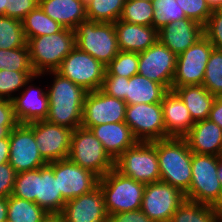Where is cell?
Wrapping results in <instances>:
<instances>
[{
  "instance_id": "6da1fadb",
  "label": "cell",
  "mask_w": 222,
  "mask_h": 222,
  "mask_svg": "<svg viewBox=\"0 0 222 222\" xmlns=\"http://www.w3.org/2000/svg\"><path fill=\"white\" fill-rule=\"evenodd\" d=\"M49 72L55 77L51 88L47 91L49 110L46 121L71 130L81 127L87 91L57 71Z\"/></svg>"
},
{
  "instance_id": "7a4b0ae2",
  "label": "cell",
  "mask_w": 222,
  "mask_h": 222,
  "mask_svg": "<svg viewBox=\"0 0 222 222\" xmlns=\"http://www.w3.org/2000/svg\"><path fill=\"white\" fill-rule=\"evenodd\" d=\"M160 181L168 183L184 194L192 179V154L184 138L169 137L156 141Z\"/></svg>"
},
{
  "instance_id": "3957f363",
  "label": "cell",
  "mask_w": 222,
  "mask_h": 222,
  "mask_svg": "<svg viewBox=\"0 0 222 222\" xmlns=\"http://www.w3.org/2000/svg\"><path fill=\"white\" fill-rule=\"evenodd\" d=\"M26 44L35 73L43 75L45 72L56 71L76 47L75 32L63 27L57 33L27 39Z\"/></svg>"
},
{
  "instance_id": "277c9868",
  "label": "cell",
  "mask_w": 222,
  "mask_h": 222,
  "mask_svg": "<svg viewBox=\"0 0 222 222\" xmlns=\"http://www.w3.org/2000/svg\"><path fill=\"white\" fill-rule=\"evenodd\" d=\"M98 186L103 193L108 215L141 208L146 185L122 175L115 168L100 177Z\"/></svg>"
},
{
  "instance_id": "5b68a950",
  "label": "cell",
  "mask_w": 222,
  "mask_h": 222,
  "mask_svg": "<svg viewBox=\"0 0 222 222\" xmlns=\"http://www.w3.org/2000/svg\"><path fill=\"white\" fill-rule=\"evenodd\" d=\"M75 32L76 47L107 66L119 53L114 23L85 20Z\"/></svg>"
},
{
  "instance_id": "8992f818",
  "label": "cell",
  "mask_w": 222,
  "mask_h": 222,
  "mask_svg": "<svg viewBox=\"0 0 222 222\" xmlns=\"http://www.w3.org/2000/svg\"><path fill=\"white\" fill-rule=\"evenodd\" d=\"M218 156L192 154V179L185 198L197 203L216 206L222 196V186L217 176Z\"/></svg>"
},
{
  "instance_id": "52a82bcc",
  "label": "cell",
  "mask_w": 222,
  "mask_h": 222,
  "mask_svg": "<svg viewBox=\"0 0 222 222\" xmlns=\"http://www.w3.org/2000/svg\"><path fill=\"white\" fill-rule=\"evenodd\" d=\"M68 159L99 177L115 168V161L105 151L100 140L91 130L83 127L72 131Z\"/></svg>"
},
{
  "instance_id": "ba28073f",
  "label": "cell",
  "mask_w": 222,
  "mask_h": 222,
  "mask_svg": "<svg viewBox=\"0 0 222 222\" xmlns=\"http://www.w3.org/2000/svg\"><path fill=\"white\" fill-rule=\"evenodd\" d=\"M115 169L137 182L150 184L160 181L156 141L137 142L116 160Z\"/></svg>"
},
{
  "instance_id": "9c48e42d",
  "label": "cell",
  "mask_w": 222,
  "mask_h": 222,
  "mask_svg": "<svg viewBox=\"0 0 222 222\" xmlns=\"http://www.w3.org/2000/svg\"><path fill=\"white\" fill-rule=\"evenodd\" d=\"M56 71L90 92L101 89L106 74V66L90 54L75 47L64 58Z\"/></svg>"
},
{
  "instance_id": "30bf717a",
  "label": "cell",
  "mask_w": 222,
  "mask_h": 222,
  "mask_svg": "<svg viewBox=\"0 0 222 222\" xmlns=\"http://www.w3.org/2000/svg\"><path fill=\"white\" fill-rule=\"evenodd\" d=\"M214 46L203 35L186 51L177 55L171 90L185 85H202L206 64Z\"/></svg>"
},
{
  "instance_id": "8fae6325",
  "label": "cell",
  "mask_w": 222,
  "mask_h": 222,
  "mask_svg": "<svg viewBox=\"0 0 222 222\" xmlns=\"http://www.w3.org/2000/svg\"><path fill=\"white\" fill-rule=\"evenodd\" d=\"M125 123L138 142L165 139V125L161 103L127 105Z\"/></svg>"
},
{
  "instance_id": "7c38bea8",
  "label": "cell",
  "mask_w": 222,
  "mask_h": 222,
  "mask_svg": "<svg viewBox=\"0 0 222 222\" xmlns=\"http://www.w3.org/2000/svg\"><path fill=\"white\" fill-rule=\"evenodd\" d=\"M185 200L180 189L158 181L146 184L140 209L154 222H169Z\"/></svg>"
},
{
  "instance_id": "4fadbf2b",
  "label": "cell",
  "mask_w": 222,
  "mask_h": 222,
  "mask_svg": "<svg viewBox=\"0 0 222 222\" xmlns=\"http://www.w3.org/2000/svg\"><path fill=\"white\" fill-rule=\"evenodd\" d=\"M126 102L107 95L101 89L87 92L82 110L81 127L125 122Z\"/></svg>"
},
{
  "instance_id": "5bb4252c",
  "label": "cell",
  "mask_w": 222,
  "mask_h": 222,
  "mask_svg": "<svg viewBox=\"0 0 222 222\" xmlns=\"http://www.w3.org/2000/svg\"><path fill=\"white\" fill-rule=\"evenodd\" d=\"M138 74L171 90L177 55L157 40L147 50L138 53Z\"/></svg>"
},
{
  "instance_id": "9a60e30c",
  "label": "cell",
  "mask_w": 222,
  "mask_h": 222,
  "mask_svg": "<svg viewBox=\"0 0 222 222\" xmlns=\"http://www.w3.org/2000/svg\"><path fill=\"white\" fill-rule=\"evenodd\" d=\"M9 150V164L16 174L47 164L39 153L34 132L27 124L18 123L9 132Z\"/></svg>"
},
{
  "instance_id": "2e32d148",
  "label": "cell",
  "mask_w": 222,
  "mask_h": 222,
  "mask_svg": "<svg viewBox=\"0 0 222 222\" xmlns=\"http://www.w3.org/2000/svg\"><path fill=\"white\" fill-rule=\"evenodd\" d=\"M53 172L57 178L58 191L66 201L92 192L98 187L100 179L94 172L80 167L68 158L54 161Z\"/></svg>"
},
{
  "instance_id": "e0dca14e",
  "label": "cell",
  "mask_w": 222,
  "mask_h": 222,
  "mask_svg": "<svg viewBox=\"0 0 222 222\" xmlns=\"http://www.w3.org/2000/svg\"><path fill=\"white\" fill-rule=\"evenodd\" d=\"M27 125L33 130L39 153L47 163L68 158L73 130L46 120Z\"/></svg>"
},
{
  "instance_id": "ac0fdd59",
  "label": "cell",
  "mask_w": 222,
  "mask_h": 222,
  "mask_svg": "<svg viewBox=\"0 0 222 222\" xmlns=\"http://www.w3.org/2000/svg\"><path fill=\"white\" fill-rule=\"evenodd\" d=\"M60 215L65 222H105L108 214L100 187L66 201Z\"/></svg>"
},
{
  "instance_id": "d6986e66",
  "label": "cell",
  "mask_w": 222,
  "mask_h": 222,
  "mask_svg": "<svg viewBox=\"0 0 222 222\" xmlns=\"http://www.w3.org/2000/svg\"><path fill=\"white\" fill-rule=\"evenodd\" d=\"M204 35L203 26L185 18L171 22L158 31V40L176 55L191 47Z\"/></svg>"
},
{
  "instance_id": "ffe728a7",
  "label": "cell",
  "mask_w": 222,
  "mask_h": 222,
  "mask_svg": "<svg viewBox=\"0 0 222 222\" xmlns=\"http://www.w3.org/2000/svg\"><path fill=\"white\" fill-rule=\"evenodd\" d=\"M14 114L19 124H28L35 121L46 120L49 110L47 91L29 85L21 96L12 99Z\"/></svg>"
},
{
  "instance_id": "44dd1931",
  "label": "cell",
  "mask_w": 222,
  "mask_h": 222,
  "mask_svg": "<svg viewBox=\"0 0 222 222\" xmlns=\"http://www.w3.org/2000/svg\"><path fill=\"white\" fill-rule=\"evenodd\" d=\"M165 125V139L183 138L195 123L183 100L174 91L169 90L161 102Z\"/></svg>"
},
{
  "instance_id": "7402d4cb",
  "label": "cell",
  "mask_w": 222,
  "mask_h": 222,
  "mask_svg": "<svg viewBox=\"0 0 222 222\" xmlns=\"http://www.w3.org/2000/svg\"><path fill=\"white\" fill-rule=\"evenodd\" d=\"M183 138L195 154L222 156V128L208 118L195 122Z\"/></svg>"
},
{
  "instance_id": "603a6c76",
  "label": "cell",
  "mask_w": 222,
  "mask_h": 222,
  "mask_svg": "<svg viewBox=\"0 0 222 222\" xmlns=\"http://www.w3.org/2000/svg\"><path fill=\"white\" fill-rule=\"evenodd\" d=\"M119 51L137 52L147 50L158 40L153 26H143L118 20L114 23Z\"/></svg>"
},
{
  "instance_id": "cb8c5ba5",
  "label": "cell",
  "mask_w": 222,
  "mask_h": 222,
  "mask_svg": "<svg viewBox=\"0 0 222 222\" xmlns=\"http://www.w3.org/2000/svg\"><path fill=\"white\" fill-rule=\"evenodd\" d=\"M90 130L114 161L138 142L125 122L100 124Z\"/></svg>"
},
{
  "instance_id": "d4e9b609",
  "label": "cell",
  "mask_w": 222,
  "mask_h": 222,
  "mask_svg": "<svg viewBox=\"0 0 222 222\" xmlns=\"http://www.w3.org/2000/svg\"><path fill=\"white\" fill-rule=\"evenodd\" d=\"M39 7L64 28L75 30L80 22L87 20L82 0H39Z\"/></svg>"
},
{
  "instance_id": "484cf974",
  "label": "cell",
  "mask_w": 222,
  "mask_h": 222,
  "mask_svg": "<svg viewBox=\"0 0 222 222\" xmlns=\"http://www.w3.org/2000/svg\"><path fill=\"white\" fill-rule=\"evenodd\" d=\"M34 202L49 214H60L66 204V200L58 191L53 162L38 168V195Z\"/></svg>"
},
{
  "instance_id": "4316f807",
  "label": "cell",
  "mask_w": 222,
  "mask_h": 222,
  "mask_svg": "<svg viewBox=\"0 0 222 222\" xmlns=\"http://www.w3.org/2000/svg\"><path fill=\"white\" fill-rule=\"evenodd\" d=\"M174 91L183 100L194 122L209 117L216 96L211 94L203 85H185L176 87Z\"/></svg>"
},
{
  "instance_id": "83f0119b",
  "label": "cell",
  "mask_w": 222,
  "mask_h": 222,
  "mask_svg": "<svg viewBox=\"0 0 222 222\" xmlns=\"http://www.w3.org/2000/svg\"><path fill=\"white\" fill-rule=\"evenodd\" d=\"M168 90L149 78L135 74L129 78L126 89V104L161 103Z\"/></svg>"
},
{
  "instance_id": "f1b7e54d",
  "label": "cell",
  "mask_w": 222,
  "mask_h": 222,
  "mask_svg": "<svg viewBox=\"0 0 222 222\" xmlns=\"http://www.w3.org/2000/svg\"><path fill=\"white\" fill-rule=\"evenodd\" d=\"M49 213L35 202L10 195L7 220L11 222H43Z\"/></svg>"
},
{
  "instance_id": "f546056e",
  "label": "cell",
  "mask_w": 222,
  "mask_h": 222,
  "mask_svg": "<svg viewBox=\"0 0 222 222\" xmlns=\"http://www.w3.org/2000/svg\"><path fill=\"white\" fill-rule=\"evenodd\" d=\"M26 40L59 32L63 26L44 13L39 5L22 20Z\"/></svg>"
},
{
  "instance_id": "4dcf8cb0",
  "label": "cell",
  "mask_w": 222,
  "mask_h": 222,
  "mask_svg": "<svg viewBox=\"0 0 222 222\" xmlns=\"http://www.w3.org/2000/svg\"><path fill=\"white\" fill-rule=\"evenodd\" d=\"M214 206L185 200L173 213L169 222H215Z\"/></svg>"
},
{
  "instance_id": "1f68e13d",
  "label": "cell",
  "mask_w": 222,
  "mask_h": 222,
  "mask_svg": "<svg viewBox=\"0 0 222 222\" xmlns=\"http://www.w3.org/2000/svg\"><path fill=\"white\" fill-rule=\"evenodd\" d=\"M126 0H92L86 6L87 20L115 23L119 20Z\"/></svg>"
},
{
  "instance_id": "d6a6232c",
  "label": "cell",
  "mask_w": 222,
  "mask_h": 222,
  "mask_svg": "<svg viewBox=\"0 0 222 222\" xmlns=\"http://www.w3.org/2000/svg\"><path fill=\"white\" fill-rule=\"evenodd\" d=\"M26 43L22 21L0 15V49L24 47Z\"/></svg>"
},
{
  "instance_id": "836d02e7",
  "label": "cell",
  "mask_w": 222,
  "mask_h": 222,
  "mask_svg": "<svg viewBox=\"0 0 222 222\" xmlns=\"http://www.w3.org/2000/svg\"><path fill=\"white\" fill-rule=\"evenodd\" d=\"M39 76L41 75L36 74L35 71L0 70V99L12 100L13 92L28 86L34 78Z\"/></svg>"
},
{
  "instance_id": "e575fe53",
  "label": "cell",
  "mask_w": 222,
  "mask_h": 222,
  "mask_svg": "<svg viewBox=\"0 0 222 222\" xmlns=\"http://www.w3.org/2000/svg\"><path fill=\"white\" fill-rule=\"evenodd\" d=\"M153 12L152 1L126 0L119 20L143 26H152Z\"/></svg>"
},
{
  "instance_id": "d590c367",
  "label": "cell",
  "mask_w": 222,
  "mask_h": 222,
  "mask_svg": "<svg viewBox=\"0 0 222 222\" xmlns=\"http://www.w3.org/2000/svg\"><path fill=\"white\" fill-rule=\"evenodd\" d=\"M153 27L159 31L165 25L187 18L176 0H152Z\"/></svg>"
},
{
  "instance_id": "8d00e7d4",
  "label": "cell",
  "mask_w": 222,
  "mask_h": 222,
  "mask_svg": "<svg viewBox=\"0 0 222 222\" xmlns=\"http://www.w3.org/2000/svg\"><path fill=\"white\" fill-rule=\"evenodd\" d=\"M202 85L213 95H222V50L213 49L206 64Z\"/></svg>"
},
{
  "instance_id": "74e56055",
  "label": "cell",
  "mask_w": 222,
  "mask_h": 222,
  "mask_svg": "<svg viewBox=\"0 0 222 222\" xmlns=\"http://www.w3.org/2000/svg\"><path fill=\"white\" fill-rule=\"evenodd\" d=\"M34 71L27 44L14 49H0V70Z\"/></svg>"
},
{
  "instance_id": "f35d334b",
  "label": "cell",
  "mask_w": 222,
  "mask_h": 222,
  "mask_svg": "<svg viewBox=\"0 0 222 222\" xmlns=\"http://www.w3.org/2000/svg\"><path fill=\"white\" fill-rule=\"evenodd\" d=\"M139 57L137 52L119 51L117 56L106 66V75L130 78L138 74Z\"/></svg>"
},
{
  "instance_id": "ab89813d",
  "label": "cell",
  "mask_w": 222,
  "mask_h": 222,
  "mask_svg": "<svg viewBox=\"0 0 222 222\" xmlns=\"http://www.w3.org/2000/svg\"><path fill=\"white\" fill-rule=\"evenodd\" d=\"M12 195L34 202L38 195V169L16 174Z\"/></svg>"
},
{
  "instance_id": "60d3db41",
  "label": "cell",
  "mask_w": 222,
  "mask_h": 222,
  "mask_svg": "<svg viewBox=\"0 0 222 222\" xmlns=\"http://www.w3.org/2000/svg\"><path fill=\"white\" fill-rule=\"evenodd\" d=\"M186 17L204 26L212 13L206 0H176Z\"/></svg>"
},
{
  "instance_id": "b9f144b4",
  "label": "cell",
  "mask_w": 222,
  "mask_h": 222,
  "mask_svg": "<svg viewBox=\"0 0 222 222\" xmlns=\"http://www.w3.org/2000/svg\"><path fill=\"white\" fill-rule=\"evenodd\" d=\"M203 33L215 49L222 50V9L212 11Z\"/></svg>"
},
{
  "instance_id": "7bdbcfd3",
  "label": "cell",
  "mask_w": 222,
  "mask_h": 222,
  "mask_svg": "<svg viewBox=\"0 0 222 222\" xmlns=\"http://www.w3.org/2000/svg\"><path fill=\"white\" fill-rule=\"evenodd\" d=\"M127 82L129 79L123 76L105 74L101 90L109 96L126 102Z\"/></svg>"
},
{
  "instance_id": "ee69618b",
  "label": "cell",
  "mask_w": 222,
  "mask_h": 222,
  "mask_svg": "<svg viewBox=\"0 0 222 222\" xmlns=\"http://www.w3.org/2000/svg\"><path fill=\"white\" fill-rule=\"evenodd\" d=\"M38 5L39 0H6V11L3 16L22 20Z\"/></svg>"
},
{
  "instance_id": "f6af8a7d",
  "label": "cell",
  "mask_w": 222,
  "mask_h": 222,
  "mask_svg": "<svg viewBox=\"0 0 222 222\" xmlns=\"http://www.w3.org/2000/svg\"><path fill=\"white\" fill-rule=\"evenodd\" d=\"M16 172L9 162L0 165V197L13 193Z\"/></svg>"
},
{
  "instance_id": "bcb514c9",
  "label": "cell",
  "mask_w": 222,
  "mask_h": 222,
  "mask_svg": "<svg viewBox=\"0 0 222 222\" xmlns=\"http://www.w3.org/2000/svg\"><path fill=\"white\" fill-rule=\"evenodd\" d=\"M105 222H154L141 209L107 215Z\"/></svg>"
},
{
  "instance_id": "7dc6e473",
  "label": "cell",
  "mask_w": 222,
  "mask_h": 222,
  "mask_svg": "<svg viewBox=\"0 0 222 222\" xmlns=\"http://www.w3.org/2000/svg\"><path fill=\"white\" fill-rule=\"evenodd\" d=\"M17 124L12 100L0 99V126H16Z\"/></svg>"
},
{
  "instance_id": "c3c4849f",
  "label": "cell",
  "mask_w": 222,
  "mask_h": 222,
  "mask_svg": "<svg viewBox=\"0 0 222 222\" xmlns=\"http://www.w3.org/2000/svg\"><path fill=\"white\" fill-rule=\"evenodd\" d=\"M208 119L222 128V95L216 96Z\"/></svg>"
},
{
  "instance_id": "681fc988",
  "label": "cell",
  "mask_w": 222,
  "mask_h": 222,
  "mask_svg": "<svg viewBox=\"0 0 222 222\" xmlns=\"http://www.w3.org/2000/svg\"><path fill=\"white\" fill-rule=\"evenodd\" d=\"M9 135L0 139V165L9 162Z\"/></svg>"
},
{
  "instance_id": "f907efd6",
  "label": "cell",
  "mask_w": 222,
  "mask_h": 222,
  "mask_svg": "<svg viewBox=\"0 0 222 222\" xmlns=\"http://www.w3.org/2000/svg\"><path fill=\"white\" fill-rule=\"evenodd\" d=\"M8 198L0 197V222L7 221Z\"/></svg>"
},
{
  "instance_id": "816d5d0a",
  "label": "cell",
  "mask_w": 222,
  "mask_h": 222,
  "mask_svg": "<svg viewBox=\"0 0 222 222\" xmlns=\"http://www.w3.org/2000/svg\"><path fill=\"white\" fill-rule=\"evenodd\" d=\"M211 11L222 9V0H206Z\"/></svg>"
},
{
  "instance_id": "f5cc1de1",
  "label": "cell",
  "mask_w": 222,
  "mask_h": 222,
  "mask_svg": "<svg viewBox=\"0 0 222 222\" xmlns=\"http://www.w3.org/2000/svg\"><path fill=\"white\" fill-rule=\"evenodd\" d=\"M43 222H65V219L60 214H49Z\"/></svg>"
},
{
  "instance_id": "db71d44e",
  "label": "cell",
  "mask_w": 222,
  "mask_h": 222,
  "mask_svg": "<svg viewBox=\"0 0 222 222\" xmlns=\"http://www.w3.org/2000/svg\"><path fill=\"white\" fill-rule=\"evenodd\" d=\"M14 127L15 126H0V139L7 137Z\"/></svg>"
},
{
  "instance_id": "11a10c76",
  "label": "cell",
  "mask_w": 222,
  "mask_h": 222,
  "mask_svg": "<svg viewBox=\"0 0 222 222\" xmlns=\"http://www.w3.org/2000/svg\"><path fill=\"white\" fill-rule=\"evenodd\" d=\"M217 176L222 186V156H218V169H217Z\"/></svg>"
},
{
  "instance_id": "9f6ffc18",
  "label": "cell",
  "mask_w": 222,
  "mask_h": 222,
  "mask_svg": "<svg viewBox=\"0 0 222 222\" xmlns=\"http://www.w3.org/2000/svg\"><path fill=\"white\" fill-rule=\"evenodd\" d=\"M215 211H216L217 214L222 215V196H221L219 202L215 206Z\"/></svg>"
},
{
  "instance_id": "6f0895ef",
  "label": "cell",
  "mask_w": 222,
  "mask_h": 222,
  "mask_svg": "<svg viewBox=\"0 0 222 222\" xmlns=\"http://www.w3.org/2000/svg\"><path fill=\"white\" fill-rule=\"evenodd\" d=\"M6 0H0V15H4L6 11Z\"/></svg>"
},
{
  "instance_id": "680465c9",
  "label": "cell",
  "mask_w": 222,
  "mask_h": 222,
  "mask_svg": "<svg viewBox=\"0 0 222 222\" xmlns=\"http://www.w3.org/2000/svg\"><path fill=\"white\" fill-rule=\"evenodd\" d=\"M215 222H222V215L216 214Z\"/></svg>"
},
{
  "instance_id": "91938a15",
  "label": "cell",
  "mask_w": 222,
  "mask_h": 222,
  "mask_svg": "<svg viewBox=\"0 0 222 222\" xmlns=\"http://www.w3.org/2000/svg\"><path fill=\"white\" fill-rule=\"evenodd\" d=\"M92 0H82L85 6H87Z\"/></svg>"
}]
</instances>
